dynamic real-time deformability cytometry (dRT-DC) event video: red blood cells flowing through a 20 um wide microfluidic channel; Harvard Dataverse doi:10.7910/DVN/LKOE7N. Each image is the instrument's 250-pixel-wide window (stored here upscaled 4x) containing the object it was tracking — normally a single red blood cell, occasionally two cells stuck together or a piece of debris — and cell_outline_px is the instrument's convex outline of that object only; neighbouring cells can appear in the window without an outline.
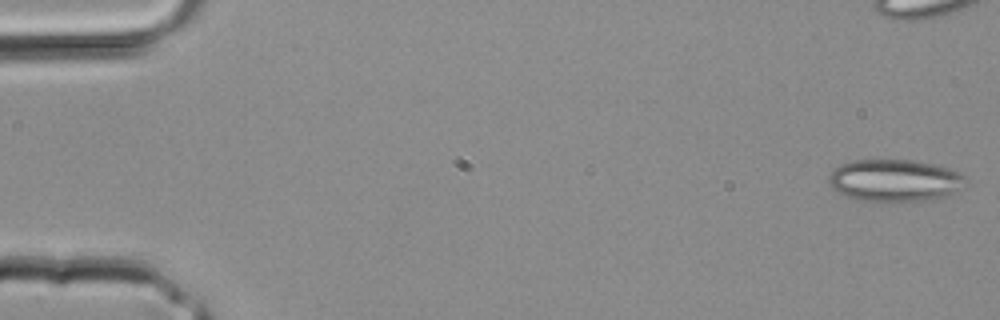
{"species": "common noctule bat (a hibernating species)", "species_latin": "Nyctalus noctula", "temperature_condition": "room temperature", "stored_images_in_passage": 4, "camera_frame_rate_fps": 3000, "um_per_image_px": 0.085, "animal": {"sex": "male", "body_mass_g": 20.4}, "frame": {"image": 1, "passage_image": 1, "time_ms": 0.0, "image_size_px": [1000, 320], "cell_outline_px": [[964, 176], [956, 192], [940, 200], [860, 200], [848, 196], [832, 188], [828, 184], [828, 176], [840, 164], [852, 160], [912, 160], [936, 164], [960, 172]], "centroid_in_image_um": [76.04, 15.32], "position_along_channel_um": 9.0, "area_um2": 33.23}}